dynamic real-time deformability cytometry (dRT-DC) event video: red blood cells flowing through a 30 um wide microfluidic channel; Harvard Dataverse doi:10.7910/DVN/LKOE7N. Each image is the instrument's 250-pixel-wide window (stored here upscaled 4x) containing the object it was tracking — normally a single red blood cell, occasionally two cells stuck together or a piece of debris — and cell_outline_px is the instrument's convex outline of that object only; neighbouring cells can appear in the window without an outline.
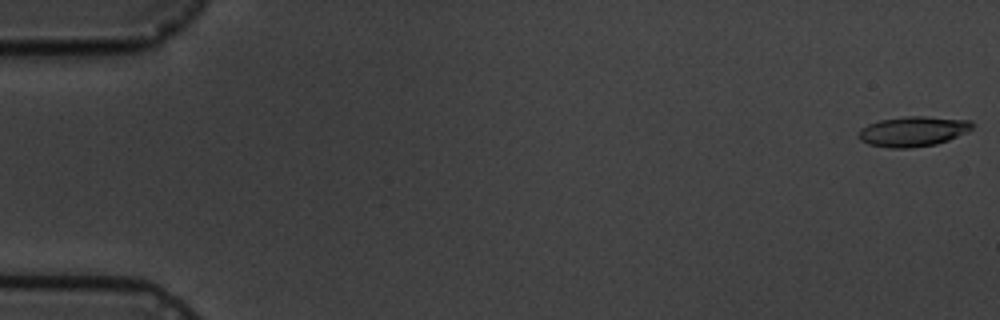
{"species": "common noctule bat (a hibernating species)", "species_latin": "Nyctalus noctula", "temperature_condition": "cold", "stored_images_in_passage": 6, "camera_frame_rate_fps": 3000, "um_per_image_px": 0.085, "animal": {"sex": "male", "body_mass_g": 19.5, "forearm_length_mm": 54.6}, "frame": {"image": 1, "passage_image": 1, "time_ms": 0.0, "image_size_px": [1000, 320], "cell_outline_px": [[976, 124], [968, 132], [948, 140], [936, 144], [912, 148], [892, 148], [868, 144], [860, 140], [856, 136], [860, 128], [868, 124], [880, 120], [904, 116], [924, 116], [972, 120]], "centroid_in_image_um": [77.62, 11.16], "position_along_channel_um": 7.4, "area_um2": 20.23}}
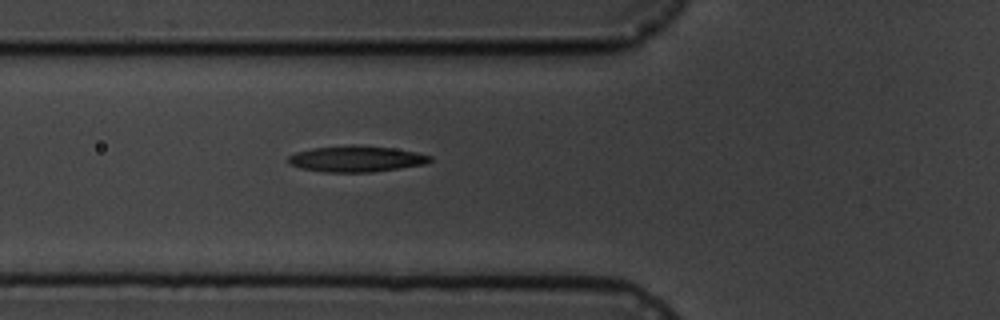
{"frame": {"image": 2, "passage_image": 6, "time_ms": 6.667, "image_size_px": [1000, 320], "cell_outline_px": [[432, 160], [424, 164], [372, 172], [324, 172], [300, 168], [288, 164], [288, 156], [296, 152], [312, 148], [348, 144], [356, 144], [392, 148], [416, 152], [432, 156]], "centroid_in_image_um": [30.24, 13.49], "position_along_channel_um": 95.6, "area_um2": 21.68}}